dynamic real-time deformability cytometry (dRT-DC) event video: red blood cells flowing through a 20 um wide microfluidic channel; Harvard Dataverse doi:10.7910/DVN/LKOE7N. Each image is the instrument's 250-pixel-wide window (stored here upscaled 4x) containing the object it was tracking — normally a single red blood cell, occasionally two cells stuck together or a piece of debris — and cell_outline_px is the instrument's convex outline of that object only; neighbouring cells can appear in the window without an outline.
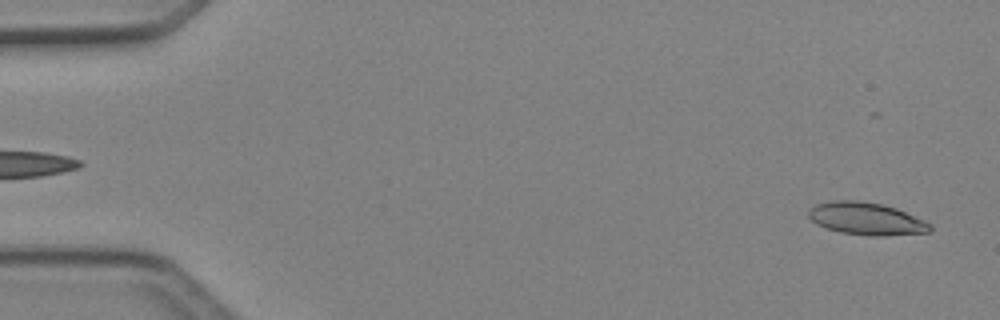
{"species": "Egyptian fruit bat (a non-hibernating species)", "species_latin": "Rousettus aegyptiacus", "temperature_condition": "cold", "stored_images_in_passage": 47, "camera_frame_rate_fps": 3000, "um_per_image_px": 0.085, "animal": {"sex": "female"}, "frame": {"image": 1, "passage_image": 2, "time_ms": 0.333, "image_size_px": [1000, 320], "cell_outline_px": [[932, 232], [884, 236], [868, 236], [840, 232], [816, 224], [808, 216], [808, 208], [816, 204], [832, 200], [860, 200], [880, 204], [896, 208], [924, 220], [932, 224]], "centroid_in_image_um": [73.64, 18.59], "position_along_channel_um": 11.4, "area_um2": 23.18}}
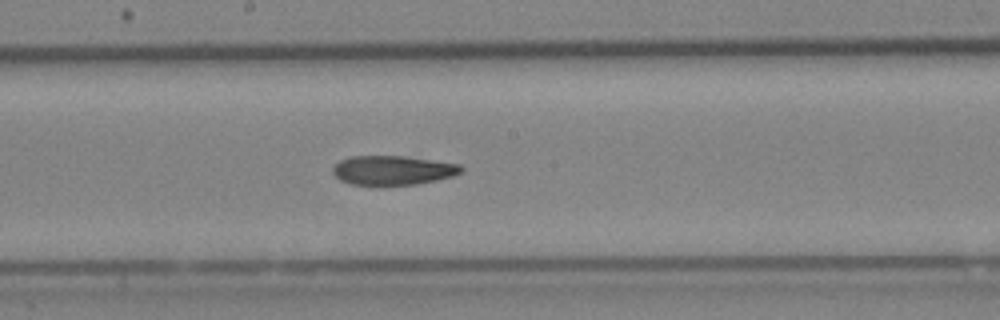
{"frame": {"image": 2, "passage_image": 26, "time_ms": 8.333, "image_size_px": [1000, 320], "cell_outline_px": [[464, 168], [460, 172], [452, 176], [436, 180], [416, 184], [380, 188], [376, 188], [348, 184], [340, 180], [332, 172], [332, 164], [348, 156], [400, 156], [460, 164]], "centroid_in_image_um": [33.28, 14.52], "position_along_channel_um": 214.9, "area_um2": 22.72}}
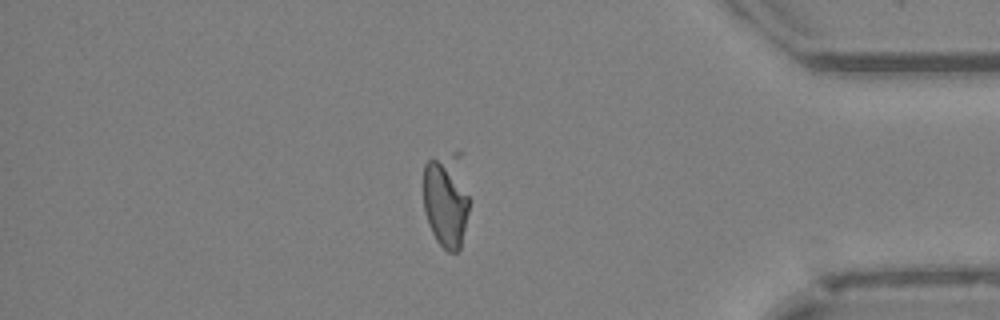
{"frame": {"image": 3, "passage_image": 41, "time_ms": 13.333, "image_size_px": [1000, 320], "cell_outline_px": [[468, 212], [460, 252], [448, 252], [436, 240], [428, 224], [424, 212], [424, 164], [428, 160], [460, 148], [464, 152], [468, 196]], "centroid_in_image_um": [37.97, 16.88], "position_along_channel_um": 397.2, "area_um2": 26.65}}